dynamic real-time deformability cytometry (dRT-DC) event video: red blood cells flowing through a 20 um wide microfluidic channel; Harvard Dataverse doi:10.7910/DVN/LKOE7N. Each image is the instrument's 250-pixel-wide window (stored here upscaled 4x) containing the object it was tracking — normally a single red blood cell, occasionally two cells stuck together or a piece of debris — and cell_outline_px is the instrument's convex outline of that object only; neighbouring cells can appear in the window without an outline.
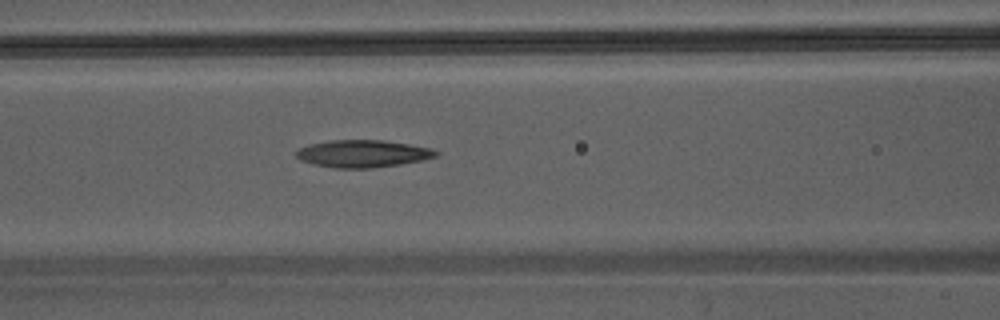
{"species": "Egyptian fruit bat (a non-hibernating species)", "species_latin": "Rousettus aegyptiacus", "temperature_condition": "warm", "stored_images_in_passage": 7, "camera_frame_rate_fps": 3000, "um_per_image_px": 0.085, "animal": {"sex": "male"}, "frame": {"image": 1, "passage_image": 6, "time_ms": 1.667, "image_size_px": [1000, 320], "cell_outline_px": [[440, 152], [436, 156], [420, 160], [400, 164], [372, 168], [336, 168], [316, 164], [300, 160], [296, 156], [296, 152], [300, 148], [308, 144], [328, 140], [384, 140], [432, 148]], "centroid_in_image_um": [30.83, 13.05], "position_along_channel_um": 135.8, "area_um2": 22.14}}